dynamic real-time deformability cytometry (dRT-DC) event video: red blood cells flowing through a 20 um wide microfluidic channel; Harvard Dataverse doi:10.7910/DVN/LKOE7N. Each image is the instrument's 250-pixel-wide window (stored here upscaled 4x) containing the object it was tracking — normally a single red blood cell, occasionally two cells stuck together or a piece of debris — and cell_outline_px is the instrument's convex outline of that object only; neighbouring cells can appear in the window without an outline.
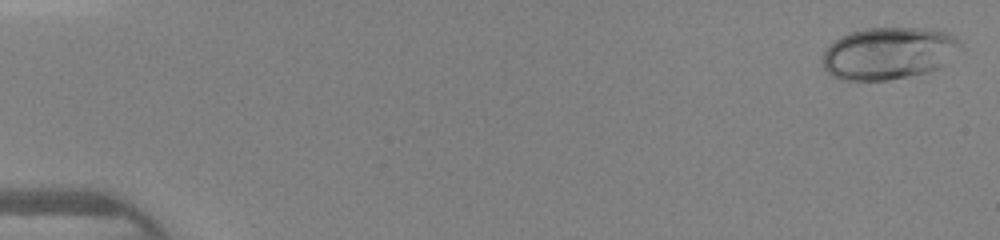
{"species": "human", "species_latin": "Homo sapiens", "temperature_condition": "warm", "stored_images_in_passage": 45, "camera_frame_rate_fps": 3000, "um_per_image_px": 0.085, "donor": {"sex": "female"}, "frame": {"image": 1, "passage_image": 1, "time_ms": 0.0, "image_size_px": [1000, 240], "cell_outline_px": [[960, 44], [944, 64], [940, 68], [928, 72], [888, 80], [840, 80], [832, 76], [820, 64], [820, 60], [824, 52], [840, 36], [864, 28], [924, 28], [944, 32], [956, 36], [960, 40]], "centroid_in_image_um": [75.48, 4.53], "position_along_channel_um": 9.5, "area_um2": 41.73}}
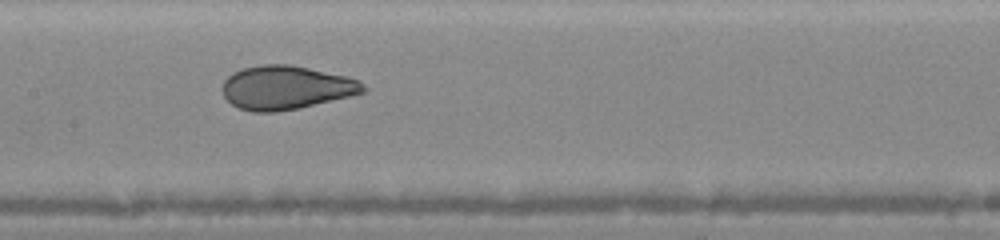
{"frame": {"image": 2, "passage_image": 23, "time_ms": 7.333, "image_size_px": [1000, 240], "cell_outline_px": [[368, 88], [364, 92], [348, 96], [296, 108], [276, 112], [252, 112], [240, 108], [232, 104], [224, 96], [224, 80], [232, 72], [244, 68], [264, 64], [288, 64], [348, 76], [360, 80]], "centroid_in_image_um": [24.32, 7.43], "position_along_channel_um": 183.1, "area_um2": 35.49}}
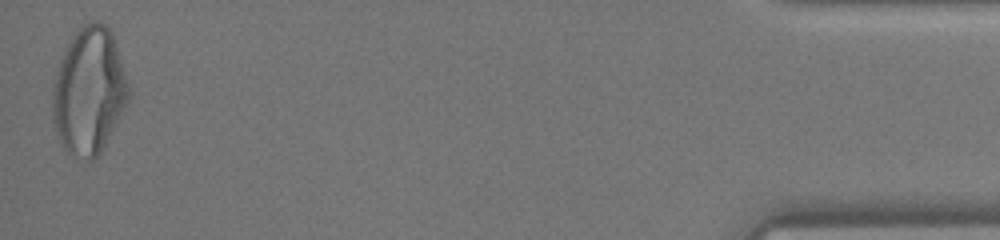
{"frame": {"image": 3, "passage_image": 45, "time_ms": 14.667, "image_size_px": [1000, 240], "cell_outline_px": [[132, 96], [104, 148], [92, 160], [88, 160], [68, 152], [64, 148], [60, 140], [52, 120], [52, 84], [64, 48], [80, 24], [88, 20], [100, 20], [108, 24], [112, 32], [132, 92]], "centroid_in_image_um": [7.59, 7.68], "position_along_channel_um": 427.6, "area_um2": 57.28}}